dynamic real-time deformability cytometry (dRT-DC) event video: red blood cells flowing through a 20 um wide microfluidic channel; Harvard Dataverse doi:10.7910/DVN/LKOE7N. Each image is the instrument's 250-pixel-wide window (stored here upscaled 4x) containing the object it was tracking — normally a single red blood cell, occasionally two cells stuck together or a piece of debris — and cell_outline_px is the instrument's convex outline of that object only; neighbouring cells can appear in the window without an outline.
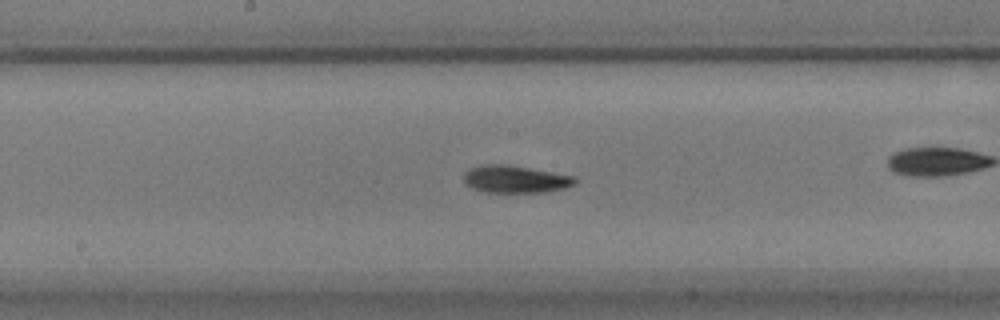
{"species": "common noctule bat (a hibernating species)", "species_latin": "Nyctalus noctula", "temperature_condition": "warm", "stored_images_in_passage": 41, "camera_frame_rate_fps": 3000, "um_per_image_px": 0.085, "animal": {"sex": "male", "body_mass_g": 17.9}, "frame": {"image": 1, "passage_image": 14, "time_ms": 4.333, "image_size_px": [1000, 320], "cell_outline_px": [[576, 184], [564, 188], [548, 192], [484, 192], [472, 188], [464, 184], [464, 172], [468, 168], [484, 164], [508, 164], [576, 176]], "centroid_in_image_um": [43.79, 15.22], "position_along_channel_um": 204.4, "area_um2": 18.03}}
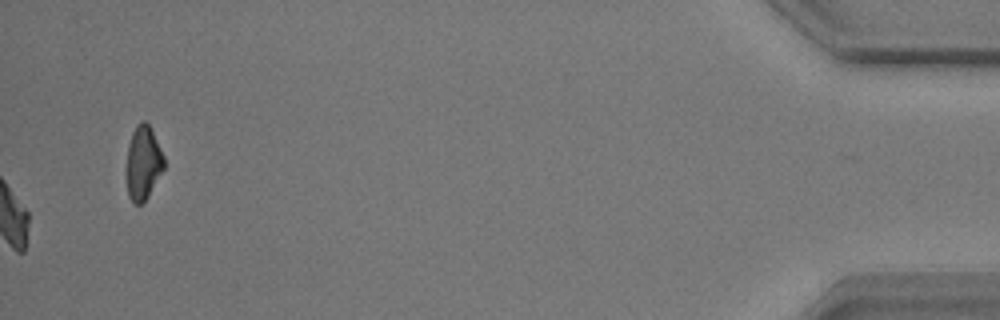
{"frame": {"image": 2, "passage_image": 41, "time_ms": 13.333, "image_size_px": [1000, 320], "cell_outline_px": [[164, 168], [148, 196], [140, 204], [132, 204], [128, 196], [128, 144], [132, 132], [136, 124], [140, 120], [144, 120], [148, 124], [164, 156]], "centroid_in_image_um": [12.17, 13.83], "position_along_channel_um": 423.0, "area_um2": 15.78}, "authors_computed_cell_mechanics": {"area_um2": 16.9932, "velocity_mm_per_s": 3.707, "shape_relaxation_time_tau1_ms": 2.0001, "shape_relaxation_time_tau2_ms": 2.8397, "deformation_change_tau1": 0.1435, "deformation_change_tau2": 0.0888}}